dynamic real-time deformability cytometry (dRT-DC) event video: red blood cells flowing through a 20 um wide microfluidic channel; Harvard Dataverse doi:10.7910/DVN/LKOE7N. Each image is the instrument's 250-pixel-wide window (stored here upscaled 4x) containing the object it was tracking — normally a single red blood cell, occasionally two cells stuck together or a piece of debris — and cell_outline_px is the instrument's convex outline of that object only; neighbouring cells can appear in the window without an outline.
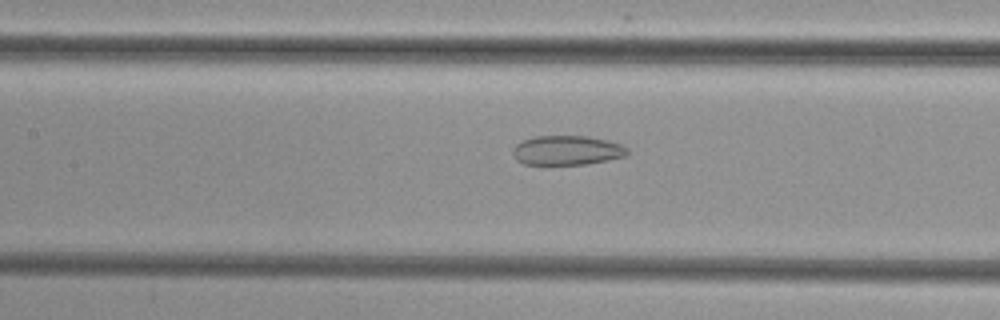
{"species": "common noctule bat (a hibernating species)", "species_latin": "Nyctalus noctula", "temperature_condition": "cold", "stored_images_in_passage": 53, "camera_frame_rate_fps": 3000, "um_per_image_px": 0.085, "animal": {"sex": "female", "body_mass_g": 29.2, "forearm_length_mm": 56.3}, "frame": {"image": 1, "passage_image": 25, "time_ms": 8.0, "image_size_px": [1000, 320], "cell_outline_px": [[628, 152], [624, 156], [584, 164], [524, 164], [516, 160], [512, 152], [512, 148], [516, 144], [524, 140], [536, 136], [588, 136], [608, 140], [620, 144], [628, 148]], "centroid_in_image_um": [48.16, 12.77], "position_along_channel_um": 159.2, "area_um2": 19.48}}
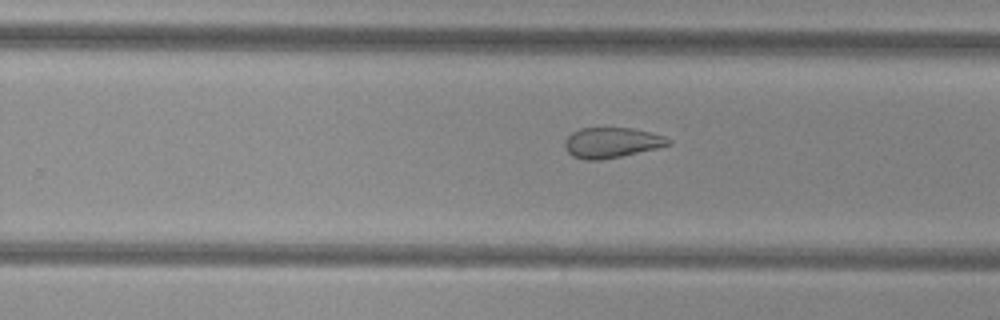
{"frame": {"image": 2, "passage_image": 34, "time_ms": 11.0, "image_size_px": [1000, 320], "cell_outline_px": [[672, 144], [656, 148], [620, 156], [600, 160], [584, 160], [572, 156], [568, 152], [564, 144], [564, 140], [572, 132], [580, 128], [632, 128], [664, 136], [672, 140]], "centroid_in_image_um": [51.96, 12.12], "position_along_channel_um": 277.8, "area_um2": 18.21}}
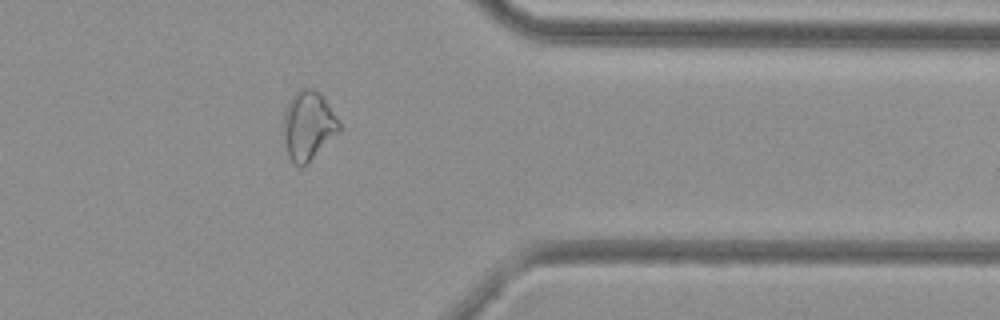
{"frame": {"image": 3, "passage_image": 43, "time_ms": 14.0, "image_size_px": [1000, 320], "cell_outline_px": [[340, 132], [308, 164], [300, 168], [288, 156], [284, 140], [284, 112], [288, 100], [304, 84], [316, 88], [328, 104], [340, 124]], "centroid_in_image_um": [26.2, 10.65], "position_along_channel_um": 385.2, "area_um2": 22.77}}